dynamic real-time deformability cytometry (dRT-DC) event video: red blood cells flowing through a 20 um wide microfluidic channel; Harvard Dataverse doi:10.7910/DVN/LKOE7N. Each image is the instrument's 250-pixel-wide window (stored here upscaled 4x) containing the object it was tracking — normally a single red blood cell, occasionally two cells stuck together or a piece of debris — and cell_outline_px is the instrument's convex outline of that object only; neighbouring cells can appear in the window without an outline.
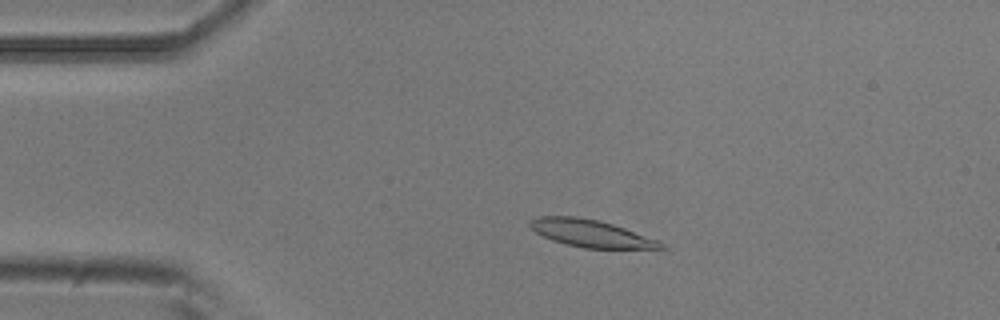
{"species": "common noctule bat (a hibernating species)", "species_latin": "Nyctalus noctula", "temperature_condition": "room temperature", "stored_images_in_passage": 4, "camera_frame_rate_fps": 3000, "um_per_image_px": 0.085, "animal": {"sex": "male", "body_mass_g": 20.5, "forearm_length_mm": 52.5}, "frame": {"image": 1, "passage_image": 3, "time_ms": 0.667, "image_size_px": [1000, 320], "cell_outline_px": [[668, 248], [584, 248], [552, 240], [536, 232], [528, 224], [536, 216], [576, 216], [600, 220], [660, 240]], "centroid_in_image_um": [50.25, 19.83], "position_along_channel_um": 34.8, "area_um2": 20.63}}